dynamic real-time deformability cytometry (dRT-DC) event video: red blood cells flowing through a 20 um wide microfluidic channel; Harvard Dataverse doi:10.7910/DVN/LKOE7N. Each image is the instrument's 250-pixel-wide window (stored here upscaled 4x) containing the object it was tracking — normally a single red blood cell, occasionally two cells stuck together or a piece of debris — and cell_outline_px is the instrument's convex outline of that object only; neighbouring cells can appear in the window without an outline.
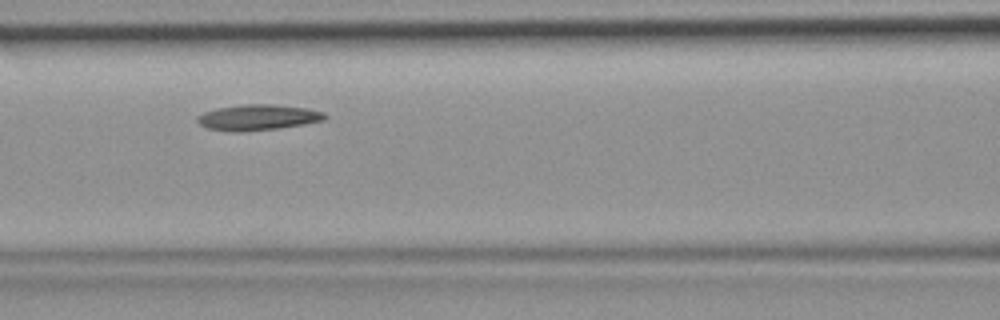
{"species": "common noctule bat (a hibernating species)", "species_latin": "Nyctalus noctula", "temperature_condition": "room temperature", "stored_images_in_passage": 6, "camera_frame_rate_fps": 3000, "um_per_image_px": 0.085, "animal": {"sex": "female", "body_mass_g": 19.9}, "frame": {"image": 1, "passage_image": 6, "time_ms": 1.667, "image_size_px": [1000, 320], "cell_outline_px": [[328, 116], [324, 120], [304, 124], [280, 128], [236, 132], [232, 132], [208, 128], [200, 124], [196, 120], [196, 116], [204, 112], [220, 108], [244, 104], [272, 104], [308, 108], [324, 112]], "centroid_in_image_um": [21.94, 9.98], "position_along_channel_um": 144.7, "area_um2": 19.07}}